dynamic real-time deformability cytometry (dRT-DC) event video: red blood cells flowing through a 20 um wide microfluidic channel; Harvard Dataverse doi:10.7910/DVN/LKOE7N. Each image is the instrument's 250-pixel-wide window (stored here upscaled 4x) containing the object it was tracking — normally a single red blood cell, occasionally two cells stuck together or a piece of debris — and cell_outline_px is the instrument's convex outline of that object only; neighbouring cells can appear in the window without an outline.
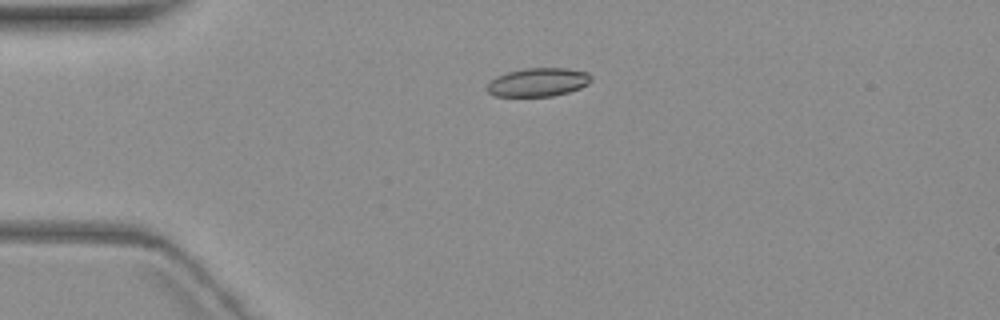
{"species": "common noctule bat (a hibernating species)", "species_latin": "Nyctalus noctula", "temperature_condition": "warm", "stored_images_in_passage": 4, "camera_frame_rate_fps": 3000, "um_per_image_px": 0.085, "animal": {"sex": "female", "body_mass_g": 19.3, "forearm_length_mm": 54.1}, "frame": {"image": 1, "passage_image": 3, "time_ms": 2.333, "image_size_px": [1000, 320], "cell_outline_px": [[592, 80], [588, 84], [580, 88], [568, 92], [552, 96], [496, 96], [488, 92], [488, 84], [496, 76], [508, 72], [524, 68], [564, 68], [588, 72], [592, 76]], "centroid_in_image_um": [45.77, 6.98], "position_along_channel_um": 39.2, "area_um2": 17.22}}